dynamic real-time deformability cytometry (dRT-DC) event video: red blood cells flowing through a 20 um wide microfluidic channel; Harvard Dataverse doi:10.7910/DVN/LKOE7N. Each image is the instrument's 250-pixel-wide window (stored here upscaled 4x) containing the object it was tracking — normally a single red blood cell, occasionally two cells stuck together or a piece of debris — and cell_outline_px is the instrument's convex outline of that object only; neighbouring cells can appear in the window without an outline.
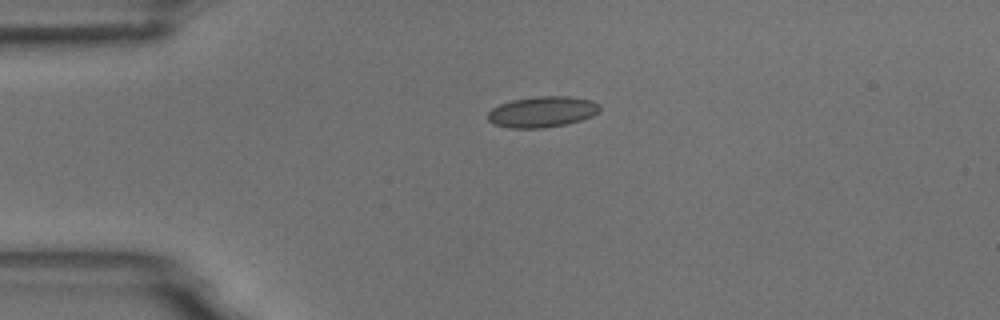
{"species": "common noctule bat (a hibernating species)", "species_latin": "Nyctalus noctula", "temperature_condition": "room temperature", "stored_images_in_passage": 2, "camera_frame_rate_fps": 3000, "um_per_image_px": 0.085, "animal": {"sex": "male", "body_mass_g": 18.8}, "frame": {"image": 1, "passage_image": 1, "time_ms": 0.0, "image_size_px": [1000, 320], "cell_outline_px": [[600, 108], [592, 116], [580, 120], [564, 124], [544, 128], [508, 128], [492, 124], [488, 120], [488, 112], [492, 108], [500, 104], [512, 100], [536, 96], [568, 96], [592, 100], [600, 104]], "centroid_in_image_um": [46.06, 9.5], "position_along_channel_um": 38.9, "area_um2": 20.17}}